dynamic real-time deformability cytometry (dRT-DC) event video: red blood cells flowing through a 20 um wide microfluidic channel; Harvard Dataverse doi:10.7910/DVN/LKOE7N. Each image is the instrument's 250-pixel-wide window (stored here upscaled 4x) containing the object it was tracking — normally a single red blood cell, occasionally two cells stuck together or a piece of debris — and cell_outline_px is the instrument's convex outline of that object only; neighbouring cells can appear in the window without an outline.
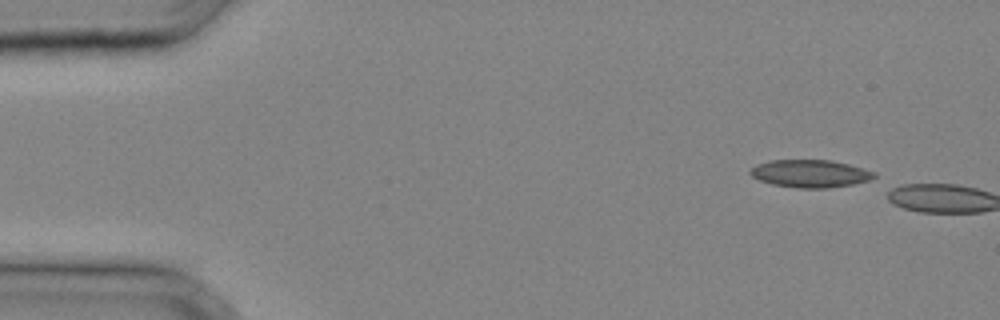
{"species": "common noctule bat (a hibernating species)", "species_latin": "Nyctalus noctula", "temperature_condition": "cold", "stored_images_in_passage": 2, "camera_frame_rate_fps": 3000, "um_per_image_px": 0.085, "animal": {"sex": "male", "body_mass_g": 20.4}, "frame": {"image": 1, "passage_image": 1, "time_ms": 0.0, "image_size_px": [1000, 320], "cell_outline_px": [[876, 176], [868, 180], [852, 184], [828, 188], [796, 188], [772, 184], [760, 180], [752, 176], [748, 172], [756, 164], [772, 160], [832, 160], [864, 168], [876, 172]], "centroid_in_image_um": [68.87, 14.75], "position_along_channel_um": 16.1, "area_um2": 19.94}}